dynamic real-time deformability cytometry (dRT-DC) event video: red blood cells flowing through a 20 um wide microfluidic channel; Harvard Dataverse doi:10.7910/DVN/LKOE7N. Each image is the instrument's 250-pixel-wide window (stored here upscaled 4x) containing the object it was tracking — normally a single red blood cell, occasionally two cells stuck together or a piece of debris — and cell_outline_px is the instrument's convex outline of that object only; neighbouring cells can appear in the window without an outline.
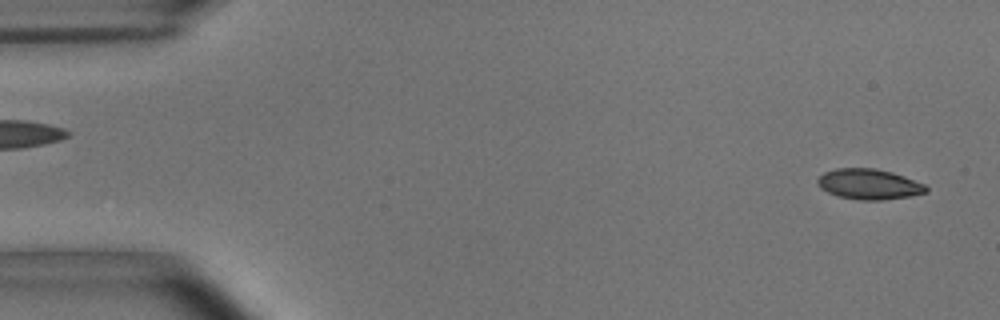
{"species": "common noctule bat (a hibernating species)", "species_latin": "Nyctalus noctula", "temperature_condition": "room temperature", "stored_images_in_passage": 53, "camera_frame_rate_fps": 3000, "um_per_image_px": 0.085, "animal": {"sex": "male", "body_mass_g": 15.6}, "frame": {"image": 1, "passage_image": 2, "time_ms": 0.333, "image_size_px": [1000, 320], "cell_outline_px": [[928, 192], [912, 196], [880, 200], [860, 200], [840, 196], [828, 192], [820, 188], [816, 184], [816, 180], [824, 172], [836, 168], [876, 168], [892, 172], [904, 176], [924, 184], [928, 188]], "centroid_in_image_um": [73.86, 15.65], "position_along_channel_um": 11.1, "area_um2": 19.31}}
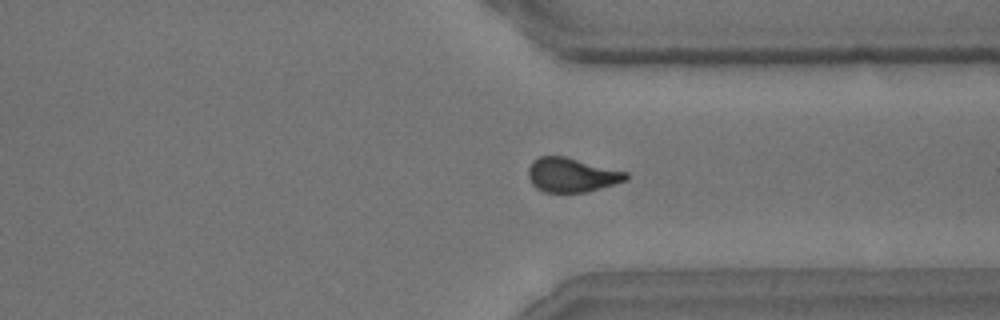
{"frame": {"image": 2, "passage_image": 40, "time_ms": 13.0, "image_size_px": [1000, 320], "cell_outline_px": [[628, 180], [588, 192], [544, 192], [536, 188], [532, 184], [528, 176], [528, 168], [532, 160], [540, 156], [564, 156], [628, 172]], "centroid_in_image_um": [48.59, 14.87], "position_along_channel_um": 362.8, "area_um2": 19.59}}
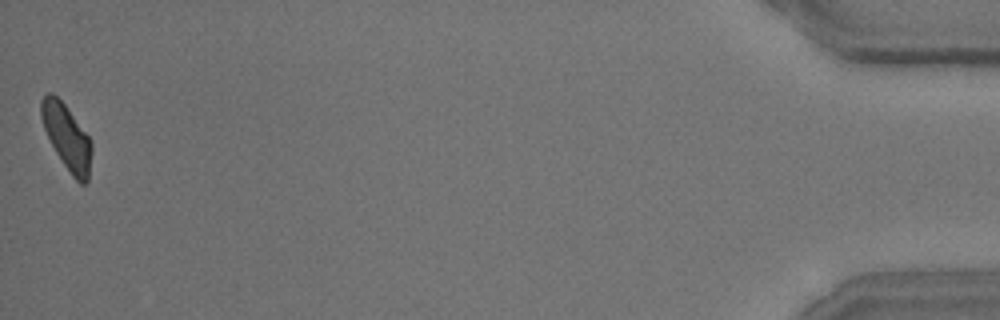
{"frame": {"image": 3, "passage_image": 53, "time_ms": 17.333, "image_size_px": [1000, 320], "cell_outline_px": [[92, 152], [88, 180], [84, 184], [80, 184], [72, 176], [56, 152], [44, 128], [40, 116], [40, 100], [48, 92], [52, 92], [64, 104], [92, 140]], "centroid_in_image_um": [5.69, 11.65], "position_along_channel_um": 429.5, "area_um2": 19.02}, "authors_computed_cell_mechanics": {"area_um2": 19.5942, "velocity_mm_per_s": 3.6978, "shape_relaxation_time_tau1_ms": 5.8885, "shape_relaxation_time_tau2_ms": 1.6539, "deformation_change_tau1": 0.146, "deformation_change_tau2": 0.0658}}